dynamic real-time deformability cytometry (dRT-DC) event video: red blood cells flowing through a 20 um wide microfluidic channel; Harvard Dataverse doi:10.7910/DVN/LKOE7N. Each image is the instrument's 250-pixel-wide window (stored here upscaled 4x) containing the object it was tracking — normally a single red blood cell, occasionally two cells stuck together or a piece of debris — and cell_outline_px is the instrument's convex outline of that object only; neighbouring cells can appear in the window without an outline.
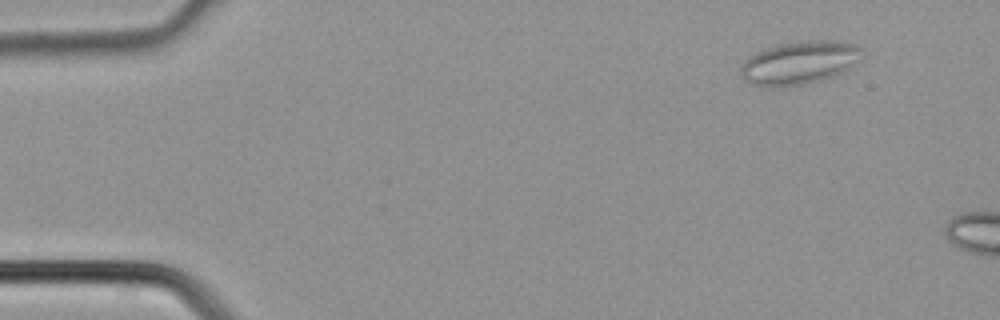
{"species": "common noctule bat (a hibernating species)", "species_latin": "Nyctalus noctula", "temperature_condition": "cold", "stored_images_in_passage": 2, "camera_frame_rate_fps": 3000, "um_per_image_px": 0.085, "animal": {"sex": "male", "body_mass_g": 21.5, "forearm_length_mm": 52.0}, "frame": {"image": 1, "passage_image": 1, "time_ms": 0.0, "image_size_px": [1000, 320], "cell_outline_px": [[864, 56], [860, 60], [844, 72], [820, 80], [804, 84], [768, 88], [752, 84], [744, 80], [740, 76], [740, 68], [744, 60], [756, 52], [776, 44], [800, 40], [840, 40], [856, 44], [864, 48]], "centroid_in_image_um": [67.98, 5.31], "position_along_channel_um": 17.0, "area_um2": 31.27}}